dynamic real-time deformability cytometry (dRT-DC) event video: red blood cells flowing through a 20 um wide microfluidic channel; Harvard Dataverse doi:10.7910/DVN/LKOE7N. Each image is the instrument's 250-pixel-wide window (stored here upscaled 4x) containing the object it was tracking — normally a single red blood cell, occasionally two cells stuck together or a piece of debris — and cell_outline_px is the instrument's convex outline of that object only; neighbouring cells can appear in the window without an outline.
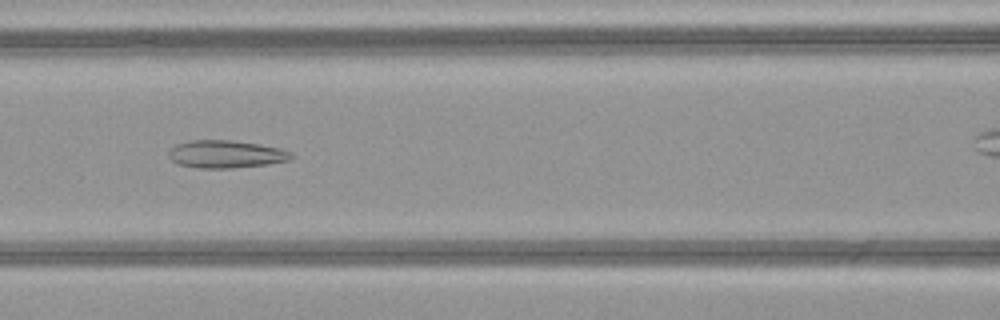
{"species": "common noctule bat (a hibernating species)", "species_latin": "Nyctalus noctula", "temperature_condition": "warm", "stored_images_in_passage": 35, "camera_frame_rate_fps": 3000, "um_per_image_px": 0.085, "animal": {"sex": "female", "body_mass_g": 21.9}, "frame": {"image": 1, "passage_image": 16, "time_ms": 5.0, "image_size_px": [1000, 320], "cell_outline_px": [[292, 156], [288, 160], [268, 164], [232, 168], [200, 168], [176, 164], [168, 156], [168, 148], [176, 144], [192, 140], [232, 140], [260, 144], [280, 148], [292, 152]], "centroid_in_image_um": [19.16, 13.1], "position_along_channel_um": 147.4, "area_um2": 19.88}}
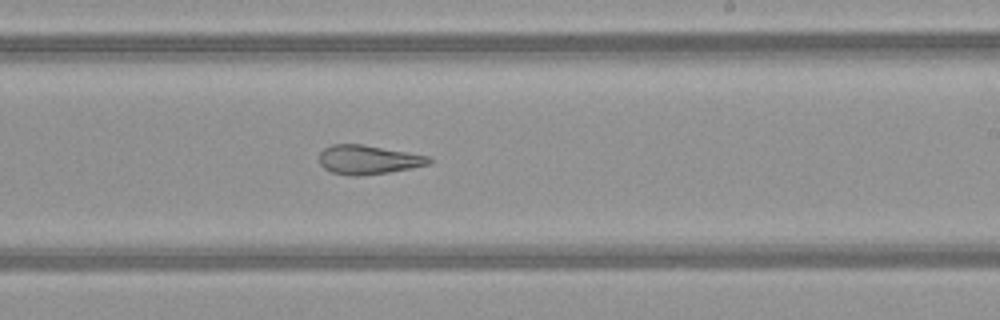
{"frame": {"image": 2, "passage_image": 24, "time_ms": 7.667, "image_size_px": [1000, 320], "cell_outline_px": [[432, 160], [428, 164], [412, 168], [388, 172], [356, 176], [348, 176], [332, 172], [324, 168], [320, 164], [320, 152], [324, 148], [332, 144], [364, 144], [408, 152], [428, 156]], "centroid_in_image_um": [31.28, 13.57], "position_along_channel_um": 257.7, "area_um2": 18.55}}
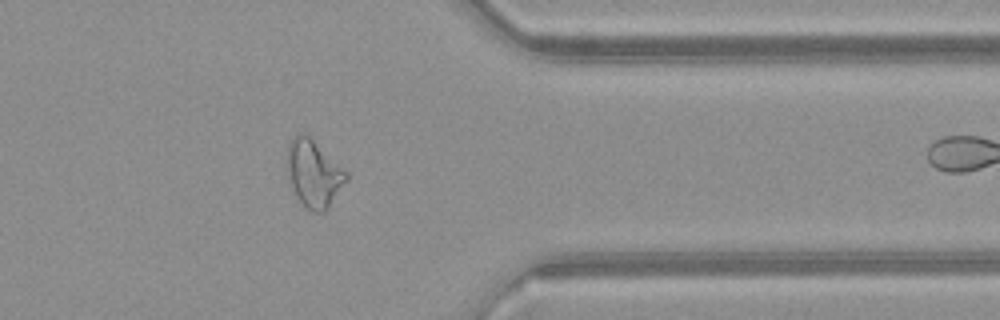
{"frame": {"image": 3, "passage_image": 34, "time_ms": 11.0, "image_size_px": [1000, 320], "cell_outline_px": [[348, 180], [328, 208], [324, 212], [312, 212], [296, 196], [288, 180], [288, 144], [292, 136], [300, 132], [304, 132], [348, 172]], "centroid_in_image_um": [26.68, 14.75], "position_along_channel_um": 384.7, "area_um2": 23.0}}